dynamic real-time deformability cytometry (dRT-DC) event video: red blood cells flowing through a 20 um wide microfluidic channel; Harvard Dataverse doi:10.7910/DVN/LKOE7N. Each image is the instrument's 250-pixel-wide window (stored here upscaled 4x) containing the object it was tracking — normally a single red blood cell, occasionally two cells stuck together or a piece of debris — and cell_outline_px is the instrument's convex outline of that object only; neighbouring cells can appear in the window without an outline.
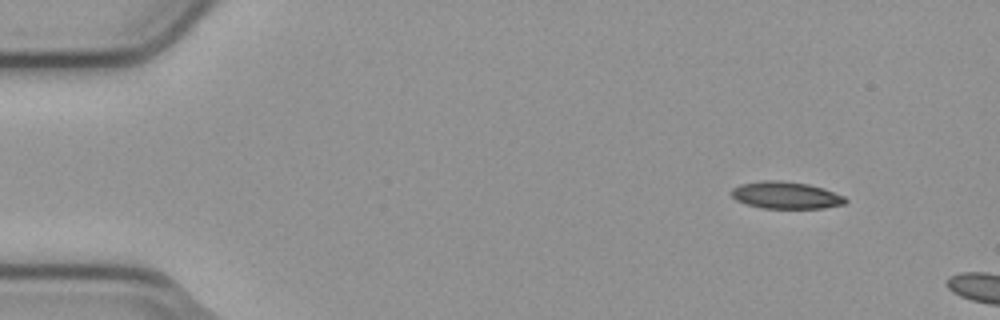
{"species": "common noctule bat (a hibernating species)", "species_latin": "Nyctalus noctula", "temperature_condition": "cold", "stored_images_in_passage": 2, "camera_frame_rate_fps": 3000, "um_per_image_px": 0.085, "animal": {"sex": "male", "body_mass_g": 23.1, "forearm_length_mm": 52.7}, "frame": {"image": 1, "passage_image": 1, "time_ms": 0.0, "image_size_px": [1000, 320], "cell_outline_px": [[848, 200], [844, 204], [824, 208], [760, 208], [744, 204], [736, 200], [732, 196], [732, 188], [740, 184], [764, 180], [780, 180], [808, 184], [824, 188], [844, 196]], "centroid_in_image_um": [66.79, 16.59], "position_along_channel_um": 18.2, "area_um2": 18.09}}